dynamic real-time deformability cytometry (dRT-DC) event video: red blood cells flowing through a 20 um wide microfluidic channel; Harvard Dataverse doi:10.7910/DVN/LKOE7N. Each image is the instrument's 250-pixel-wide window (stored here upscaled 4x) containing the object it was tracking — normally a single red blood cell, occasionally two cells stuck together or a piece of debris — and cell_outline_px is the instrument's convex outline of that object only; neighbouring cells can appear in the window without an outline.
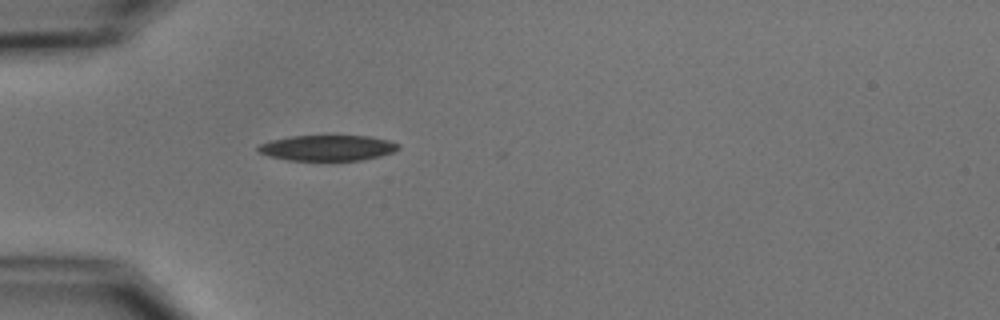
{"species": "common noctule bat (a hibernating species)", "species_latin": "Nyctalus noctula", "temperature_condition": "cold", "stored_images_in_passage": 1, "camera_frame_rate_fps": 3000, "um_per_image_px": 0.085, "animal": {"sex": "male", "body_mass_g": 15.6}, "frame": {"image": 1, "passage_image": 1, "time_ms": 0.0, "image_size_px": [1000, 320], "cell_outline_px": [[400, 148], [392, 152], [380, 156], [360, 160], [288, 160], [272, 156], [260, 152], [256, 148], [260, 144], [272, 140], [292, 136], [368, 136], [388, 140], [400, 144]], "centroid_in_image_um": [27.87, 12.57], "position_along_channel_um": 57.1, "area_um2": 20.63}}